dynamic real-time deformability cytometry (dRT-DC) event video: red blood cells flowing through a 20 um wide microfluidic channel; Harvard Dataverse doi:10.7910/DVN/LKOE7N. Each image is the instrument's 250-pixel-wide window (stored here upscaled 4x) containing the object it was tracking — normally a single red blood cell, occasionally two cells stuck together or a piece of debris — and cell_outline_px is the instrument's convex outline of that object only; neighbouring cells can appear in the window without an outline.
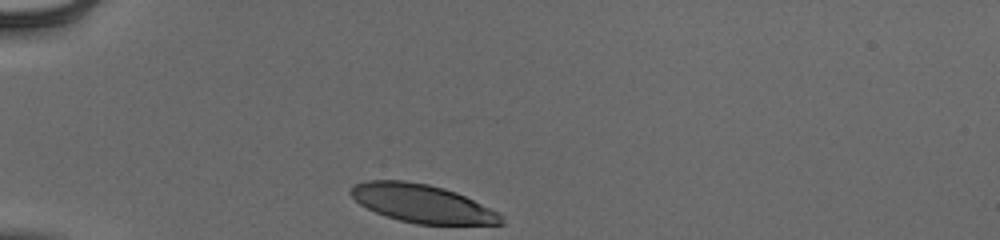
{"species": "human", "species_latin": "Homo sapiens", "temperature_condition": "cold", "stored_images_in_passage": 31, "camera_frame_rate_fps": 3000, "um_per_image_px": 0.085, "donor": {"sex": "male"}, "frame": {"image": 1, "passage_image": 1, "time_ms": 0.0, "image_size_px": [1000, 240], "cell_outline_px": [[504, 224], [416, 224], [384, 216], [360, 204], [348, 192], [356, 184], [364, 180], [404, 180], [428, 184], [444, 188], [456, 192], [500, 212]], "centroid_in_image_um": [35.89, 17.29], "position_along_channel_um": 49.1, "area_um2": 33.41}}
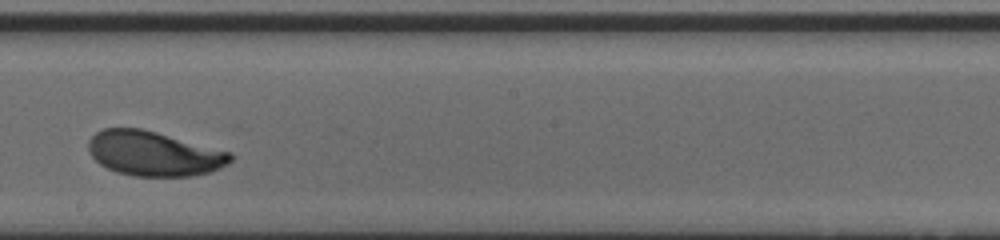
{"frame": {"image": 2, "passage_image": 18, "time_ms": 5.667, "image_size_px": [1000, 240], "cell_outline_px": [[236, 156], [228, 164], [212, 172], [192, 176], [132, 176], [116, 172], [100, 164], [92, 156], [88, 148], [88, 140], [96, 132], [104, 128], [140, 128], [156, 132], [232, 152]], "centroid_in_image_um": [13.11, 13.06], "position_along_channel_um": 235.1, "area_um2": 37.17}}
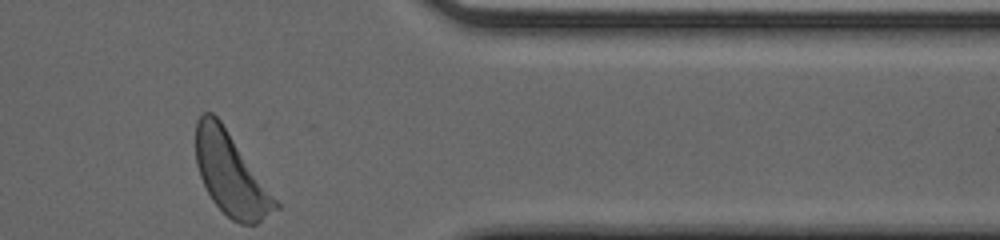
{"frame": {"image": 3, "passage_image": 31, "time_ms": 10.0, "image_size_px": [1000, 240], "cell_outline_px": [[280, 208], [256, 224], [240, 224], [232, 220], [212, 200], [200, 176], [196, 164], [196, 120], [204, 112], [212, 112], [220, 120], [280, 204]], "centroid_in_image_um": [19.61, 14.81], "position_along_channel_um": 391.8, "area_um2": 37.63}, "authors_computed_cell_mechanics": {"area_um2": 36.9342, "velocity_mm_per_s": 3.8719, "shape_relaxation_time_tau1_ms": 2.1797, "shape_relaxation_time_tau2_ms": null, "deformation_change_tau1": 0.1489, "deformation_change_tau2": null}}